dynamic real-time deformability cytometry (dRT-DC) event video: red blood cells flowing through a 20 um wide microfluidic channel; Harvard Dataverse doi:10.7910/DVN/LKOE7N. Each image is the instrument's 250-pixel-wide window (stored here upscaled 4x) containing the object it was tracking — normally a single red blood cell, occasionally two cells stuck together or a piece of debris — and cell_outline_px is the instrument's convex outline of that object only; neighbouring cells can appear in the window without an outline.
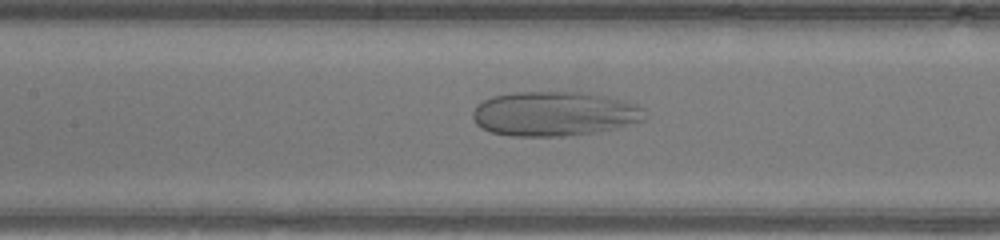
{"species": "human", "species_latin": "Homo sapiens", "temperature_condition": "warm", "stored_images_in_passage": 46, "camera_frame_rate_fps": 3000, "um_per_image_px": 0.085, "donor": {"sex": "male"}, "frame": {"image": 1, "passage_image": 20, "time_ms": 6.333, "image_size_px": [1000, 240], "cell_outline_px": [[640, 120], [612, 128], [596, 132], [564, 136], [512, 136], [492, 132], [480, 128], [476, 124], [472, 116], [472, 112], [476, 104], [492, 96], [516, 92], [584, 92], [608, 96], [636, 104], [640, 108]], "centroid_in_image_um": [46.99, 9.66], "position_along_channel_um": 160.4, "area_um2": 44.16}}
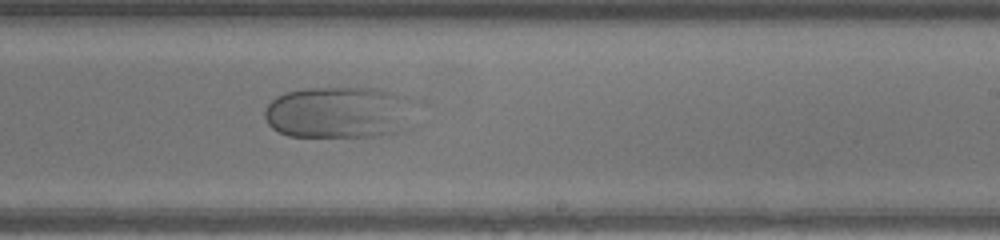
{"frame": {"image": 2, "passage_image": 27, "time_ms": 8.667, "image_size_px": [1000, 240], "cell_outline_px": [[408, 100], [396, 132], [380, 136], [288, 136], [272, 128], [268, 124], [264, 116], [264, 112], [268, 104], [276, 96], [284, 92], [304, 88], [372, 88], [396, 92], [404, 96]], "centroid_in_image_um": [28.57, 9.53], "position_along_channel_um": 260.4, "area_um2": 43.87}}
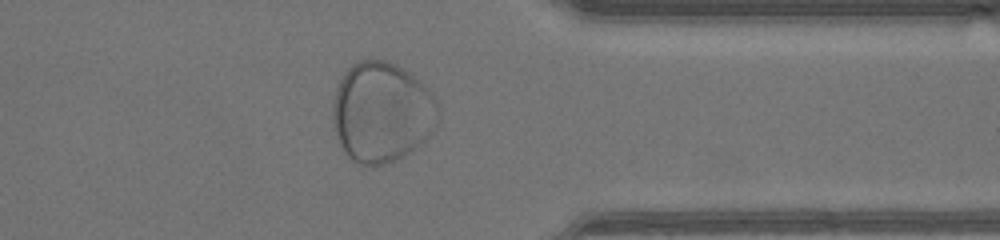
{"frame": {"image": 3, "passage_image": 36, "time_ms": 11.667, "image_size_px": [1000, 240], "cell_outline_px": [[440, 112], [436, 124], [424, 140], [420, 144], [404, 156], [396, 160], [372, 168], [360, 164], [352, 160], [348, 156], [340, 144], [332, 128], [332, 100], [336, 88], [344, 72], [352, 64], [360, 60], [388, 60], [396, 64], [420, 80], [428, 88], [436, 100]], "centroid_in_image_um": [32.42, 9.54], "position_along_channel_um": 379.0, "area_um2": 62.31}}